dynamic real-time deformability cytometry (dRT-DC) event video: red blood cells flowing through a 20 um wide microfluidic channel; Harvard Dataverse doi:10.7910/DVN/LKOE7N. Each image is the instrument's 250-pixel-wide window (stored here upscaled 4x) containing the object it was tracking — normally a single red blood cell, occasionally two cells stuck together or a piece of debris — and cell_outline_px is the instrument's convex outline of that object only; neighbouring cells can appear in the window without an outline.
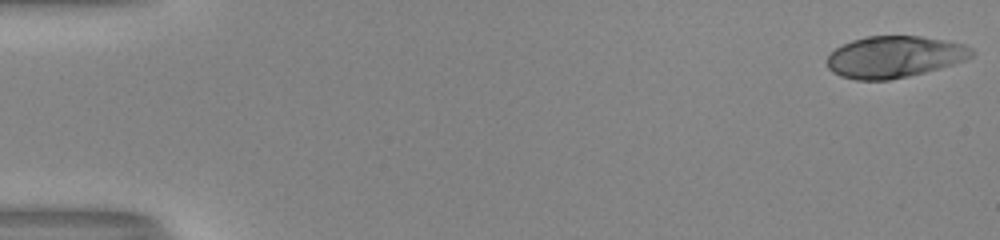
{"species": "human", "species_latin": "Homo sapiens", "temperature_condition": "room temperature", "stored_images_in_passage": 52, "camera_frame_rate_fps": 3000, "um_per_image_px": 0.085, "donor": {"sex": "male"}, "frame": {"image": 1, "passage_image": 1, "time_ms": 0.0, "image_size_px": [1000, 240], "cell_outline_px": [[976, 52], [972, 56], [964, 60], [940, 68], [908, 76], [888, 80], [856, 80], [840, 76], [832, 72], [828, 68], [824, 60], [836, 48], [852, 40], [868, 36], [920, 36], [944, 40], [964, 44], [972, 48]], "centroid_in_image_um": [76.0, 4.83], "position_along_channel_um": 9.0, "area_um2": 35.14}}
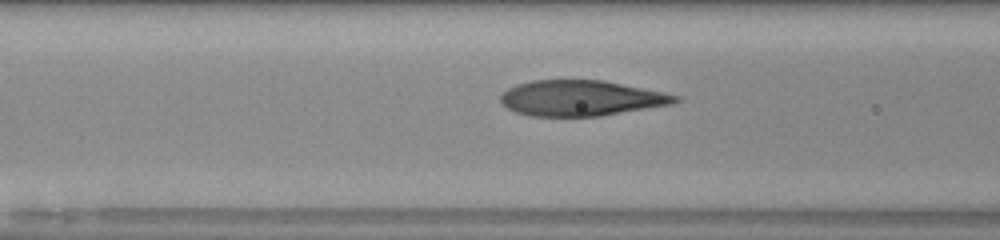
{"frame": {"image": 2, "passage_image": 22, "time_ms": 7.0, "image_size_px": [1000, 240], "cell_outline_px": [[680, 100], [672, 104], [600, 116], [528, 116], [516, 112], [508, 108], [500, 100], [500, 96], [508, 88], [516, 84], [532, 80], [604, 80], [664, 92], [680, 96]], "centroid_in_image_um": [49.39, 8.34], "position_along_channel_um": 117.2, "area_um2": 36.18}}
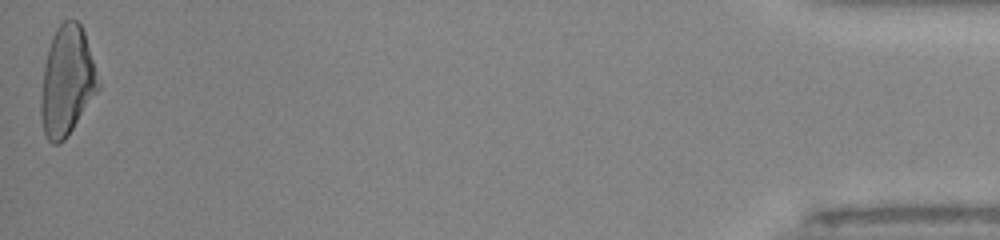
{"frame": {"image": 3, "passage_image": 52, "time_ms": 17.0, "image_size_px": [1000, 240], "cell_outline_px": [[100, 88], [64, 140], [56, 144], [52, 144], [48, 140], [44, 132], [40, 116], [40, 96], [44, 64], [48, 48], [52, 36], [56, 28], [64, 20], [76, 20], [80, 24], [84, 32], [100, 84]], "centroid_in_image_um": [5.66, 6.89], "position_along_channel_um": 429.5, "area_um2": 36.3}, "authors_computed_cell_mechanics": {"area_um2": 36.3851, "velocity_mm_per_s": 4.0833, "shape_relaxation_time_tau1_ms": 7.3713, "shape_relaxation_time_tau2_ms": 0.9597, "deformation_change_tau1": 0.2761, "deformation_change_tau2": 0.0804}}